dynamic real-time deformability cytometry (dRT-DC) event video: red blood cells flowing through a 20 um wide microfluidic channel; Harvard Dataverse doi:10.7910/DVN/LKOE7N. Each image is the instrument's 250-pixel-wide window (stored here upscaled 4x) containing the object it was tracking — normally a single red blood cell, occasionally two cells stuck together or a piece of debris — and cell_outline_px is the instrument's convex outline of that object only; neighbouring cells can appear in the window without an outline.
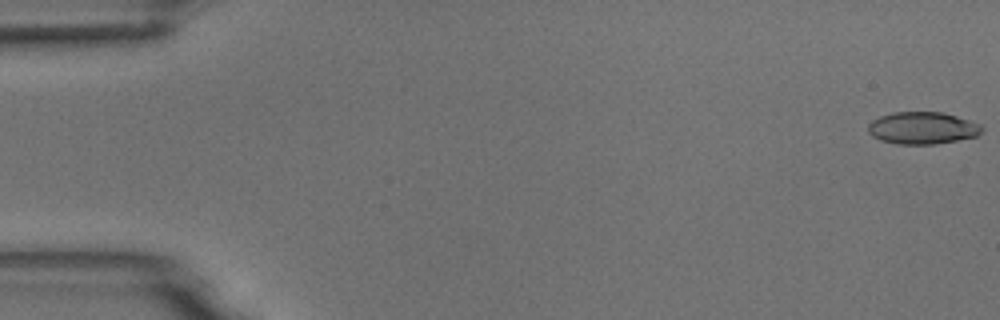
{"species": "common noctule bat (a hibernating species)", "species_latin": "Nyctalus noctula", "temperature_condition": "room temperature", "stored_images_in_passage": 50, "camera_frame_rate_fps": 3000, "um_per_image_px": 0.085, "animal": {"sex": "male", "body_mass_g": 18.8}, "frame": {"image": 1, "passage_image": 1, "time_ms": 0.0, "image_size_px": [1000, 320], "cell_outline_px": [[984, 128], [976, 136], [936, 144], [896, 144], [880, 140], [872, 136], [868, 132], [868, 124], [872, 120], [880, 116], [892, 112], [940, 112], [956, 116], [980, 124]], "centroid_in_image_um": [78.37, 10.88], "position_along_channel_um": 6.6, "area_um2": 21.27}}
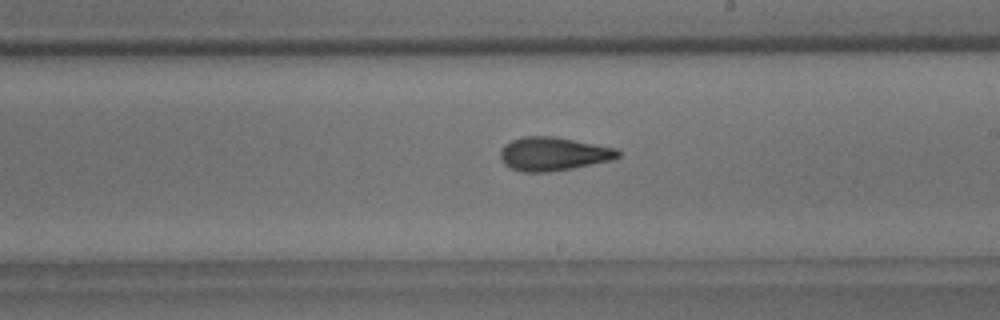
{"frame": {"image": 2, "passage_image": 32, "time_ms": 10.333, "image_size_px": [1000, 320], "cell_outline_px": [[620, 156], [612, 160], [572, 168], [548, 172], [520, 172], [504, 164], [500, 156], [500, 152], [504, 144], [512, 140], [524, 136], [552, 136], [616, 148], [620, 152]], "centroid_in_image_um": [47.01, 13.08], "position_along_channel_um": 242.0, "area_um2": 22.89}}
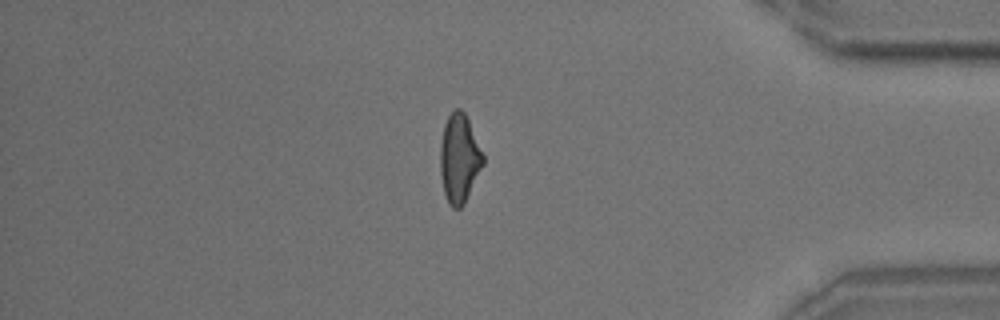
{"frame": {"image": 3, "passage_image": 47, "time_ms": 15.333, "image_size_px": [1000, 320], "cell_outline_px": [[484, 164], [464, 204], [460, 208], [452, 208], [448, 204], [444, 192], [440, 172], [440, 144], [444, 124], [448, 116], [456, 108], [460, 108], [464, 112], [468, 120], [484, 156]], "centroid_in_image_um": [39.03, 13.48], "position_along_channel_um": 396.2, "area_um2": 22.08}, "authors_computed_cell_mechanics": {"area_um2": 22.2241, "velocity_mm_per_s": 3.6929, "shape_relaxation_time_tau1_ms": 6.5352, "shape_relaxation_time_tau2_ms": 2.9004, "deformation_change_tau1": 0.1908, "deformation_change_tau2": 0.1152}}